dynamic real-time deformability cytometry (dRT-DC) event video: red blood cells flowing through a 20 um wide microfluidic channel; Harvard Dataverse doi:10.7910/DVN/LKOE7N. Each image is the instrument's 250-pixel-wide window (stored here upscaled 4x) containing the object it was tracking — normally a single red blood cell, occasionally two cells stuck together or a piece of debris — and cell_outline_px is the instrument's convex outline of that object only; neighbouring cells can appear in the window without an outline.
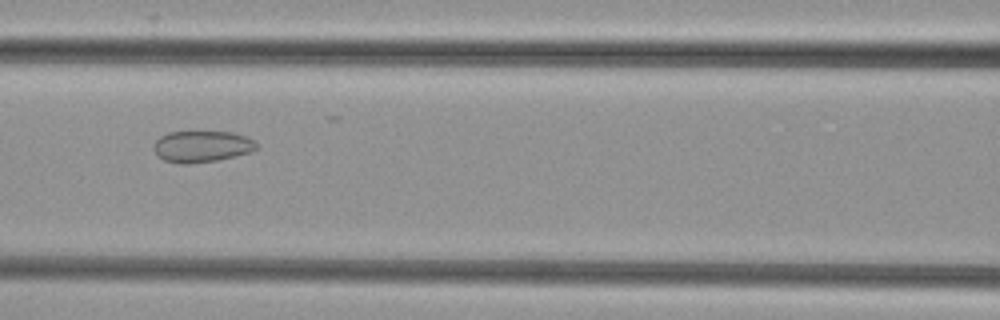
{"species": "common noctule bat (a hibernating species)", "species_latin": "Nyctalus noctula", "temperature_condition": "cold", "stored_images_in_passage": 53, "camera_frame_rate_fps": 3000, "um_per_image_px": 0.085, "animal": {"sex": "female", "body_mass_g": 29.2, "forearm_length_mm": 56.3}, "frame": {"image": 1, "passage_image": 24, "time_ms": 7.667, "image_size_px": [1000, 320], "cell_outline_px": [[256, 148], [252, 152], [216, 160], [188, 164], [180, 164], [164, 160], [156, 156], [152, 148], [152, 144], [160, 136], [168, 132], [232, 132], [244, 136], [252, 140], [256, 144]], "centroid_in_image_um": [17.08, 12.45], "position_along_channel_um": 149.5, "area_um2": 18.84}}
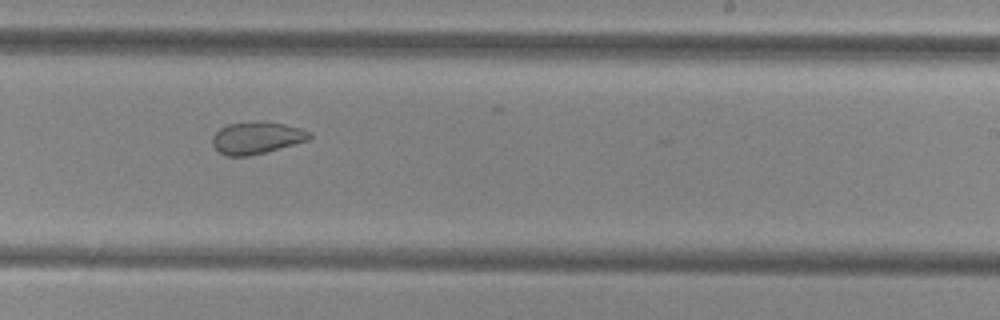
{"frame": {"image": 2, "passage_image": 33, "time_ms": 10.667, "image_size_px": [1000, 320], "cell_outline_px": [[312, 136], [308, 140], [264, 152], [248, 156], [228, 156], [220, 152], [212, 144], [212, 136], [220, 128], [228, 124], [284, 124], [300, 128], [312, 132]], "centroid_in_image_um": [21.81, 11.75], "position_along_channel_um": 267.2, "area_um2": 17.28}}
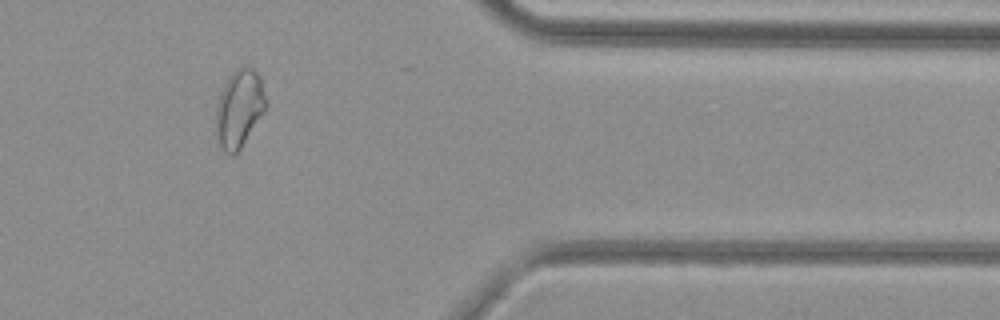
{"frame": {"image": 3, "passage_image": 44, "time_ms": 14.333, "image_size_px": [1000, 320], "cell_outline_px": [[268, 104], [264, 112], [240, 148], [232, 156], [228, 156], [216, 144], [216, 104], [220, 92], [224, 84], [232, 72], [236, 68], [244, 64], [252, 68], [260, 76]], "centroid_in_image_um": [20.32, 9.22], "position_along_channel_um": 391.1, "area_um2": 23.06}}